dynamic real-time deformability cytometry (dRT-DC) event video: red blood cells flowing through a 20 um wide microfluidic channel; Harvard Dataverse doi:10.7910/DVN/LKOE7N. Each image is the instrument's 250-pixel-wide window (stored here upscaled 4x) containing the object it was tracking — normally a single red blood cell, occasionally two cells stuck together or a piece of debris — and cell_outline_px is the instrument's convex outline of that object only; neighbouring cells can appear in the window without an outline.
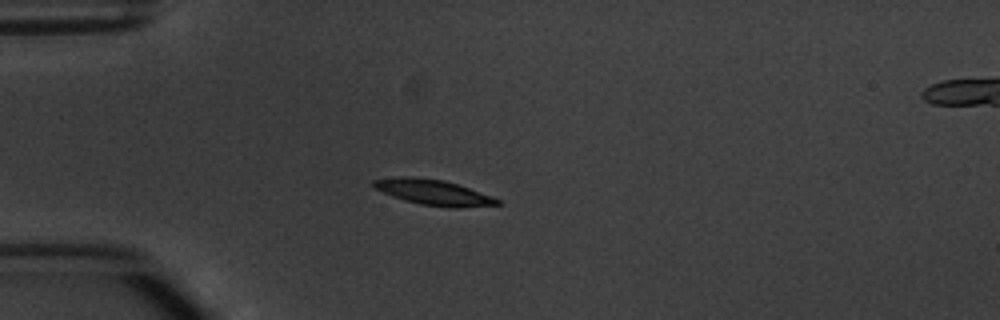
{"species": "common noctule bat (a hibernating species)", "species_latin": "Nyctalus noctula", "temperature_condition": "warm", "stored_images_in_passage": 3, "camera_frame_rate_fps": 3000, "um_per_image_px": 0.085, "animal": {"sex": "male", "body_mass_g": 20.1, "forearm_length_mm": 53.5}, "frame": {"image": 1, "passage_image": 1, "time_ms": 0.0, "image_size_px": [1000, 320], "cell_outline_px": [[504, 204], [456, 208], [452, 208], [420, 204], [404, 200], [392, 196], [376, 188], [372, 184], [372, 180], [400, 176], [412, 176], [444, 180], [492, 196], [500, 200]], "centroid_in_image_um": [36.86, 16.35], "position_along_channel_um": 48.1, "area_um2": 18.26}}